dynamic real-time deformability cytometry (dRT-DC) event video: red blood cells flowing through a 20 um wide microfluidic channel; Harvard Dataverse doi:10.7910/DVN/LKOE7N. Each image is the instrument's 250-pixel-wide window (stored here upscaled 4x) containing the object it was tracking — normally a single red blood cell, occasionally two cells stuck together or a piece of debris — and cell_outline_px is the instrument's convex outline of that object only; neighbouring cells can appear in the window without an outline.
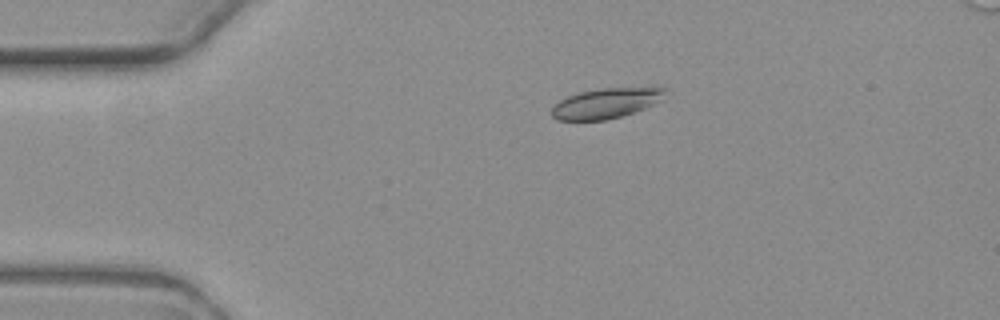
{"species": "common noctule bat (a hibernating species)", "species_latin": "Nyctalus noctula", "temperature_condition": "warm", "stored_images_in_passage": 2, "camera_frame_rate_fps": 3000, "um_per_image_px": 0.085, "animal": {"sex": "female", "body_mass_g": 19.3, "forearm_length_mm": 54.1}, "frame": {"image": 1, "passage_image": 1, "time_ms": 0.0, "image_size_px": [1000, 320], "cell_outline_px": [[664, 92], [660, 100], [644, 108], [620, 116], [604, 120], [556, 120], [552, 116], [552, 104], [568, 96], [580, 92], [600, 88], [648, 84], [664, 84]], "centroid_in_image_um": [51.58, 8.7], "position_along_channel_um": 33.4, "area_um2": 20.63}}